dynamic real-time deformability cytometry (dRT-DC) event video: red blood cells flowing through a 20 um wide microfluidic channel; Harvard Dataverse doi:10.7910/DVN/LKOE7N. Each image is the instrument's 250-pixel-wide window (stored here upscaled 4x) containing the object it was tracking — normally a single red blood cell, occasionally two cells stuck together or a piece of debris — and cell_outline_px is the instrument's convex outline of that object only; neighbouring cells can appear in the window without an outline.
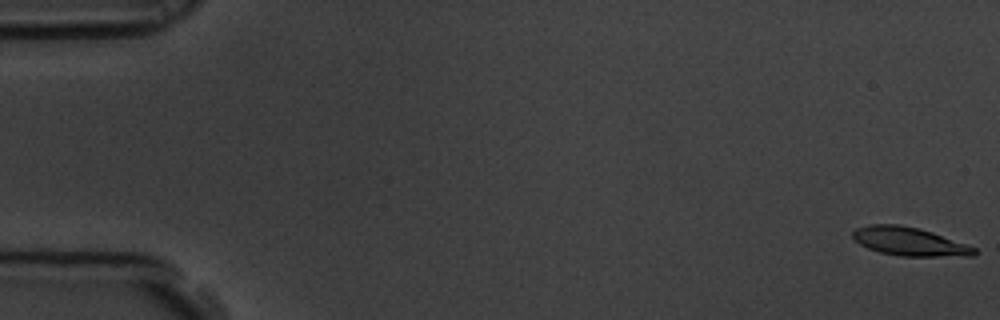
{"species": "common noctule bat (a hibernating species)", "species_latin": "Nyctalus noctula", "temperature_condition": "room temperature", "stored_images_in_passage": 14, "camera_frame_rate_fps": 3000, "um_per_image_px": 0.085, "animal": {"sex": "male", "body_mass_g": 19.5, "forearm_length_mm": 54.6}, "frame": {"image": 1, "passage_image": 1, "time_ms": 0.0, "image_size_px": [1000, 320], "cell_outline_px": [[976, 252], [972, 256], [900, 256], [880, 252], [868, 248], [860, 244], [852, 236], [852, 232], [856, 228], [868, 224], [900, 224], [920, 228], [932, 232], [976, 248]], "centroid_in_image_um": [77.27, 20.52], "position_along_channel_um": 7.7, "area_um2": 20.06}}